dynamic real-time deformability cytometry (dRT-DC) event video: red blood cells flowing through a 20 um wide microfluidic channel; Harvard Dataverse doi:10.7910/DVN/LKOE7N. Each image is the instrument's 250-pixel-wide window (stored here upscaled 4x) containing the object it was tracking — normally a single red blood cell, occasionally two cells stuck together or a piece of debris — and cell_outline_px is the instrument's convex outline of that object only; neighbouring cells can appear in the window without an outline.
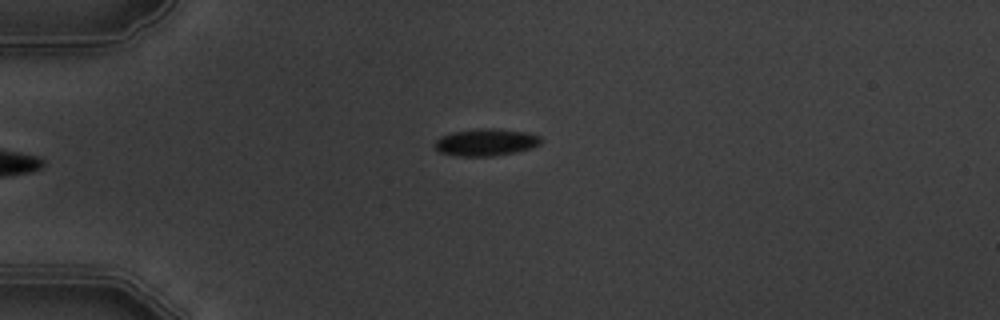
{"species": "common noctule bat (a hibernating species)", "species_latin": "Nyctalus noctula", "temperature_condition": "warm", "stored_images_in_passage": 5, "camera_frame_rate_fps": 3000, "um_per_image_px": 0.085, "animal": {"sex": "male", "body_mass_g": 19.5, "forearm_length_mm": 54.6}, "frame": {"image": 1, "passage_image": 5, "time_ms": 5.667, "image_size_px": [1000, 320], "cell_outline_px": [[544, 140], [540, 144], [532, 148], [516, 152], [492, 156], [456, 156], [440, 152], [432, 144], [440, 136], [452, 132], [484, 128], [492, 128], [524, 132], [540, 136]], "centroid_in_image_um": [41.3, 12.1], "position_along_channel_um": 43.7, "area_um2": 16.82}}